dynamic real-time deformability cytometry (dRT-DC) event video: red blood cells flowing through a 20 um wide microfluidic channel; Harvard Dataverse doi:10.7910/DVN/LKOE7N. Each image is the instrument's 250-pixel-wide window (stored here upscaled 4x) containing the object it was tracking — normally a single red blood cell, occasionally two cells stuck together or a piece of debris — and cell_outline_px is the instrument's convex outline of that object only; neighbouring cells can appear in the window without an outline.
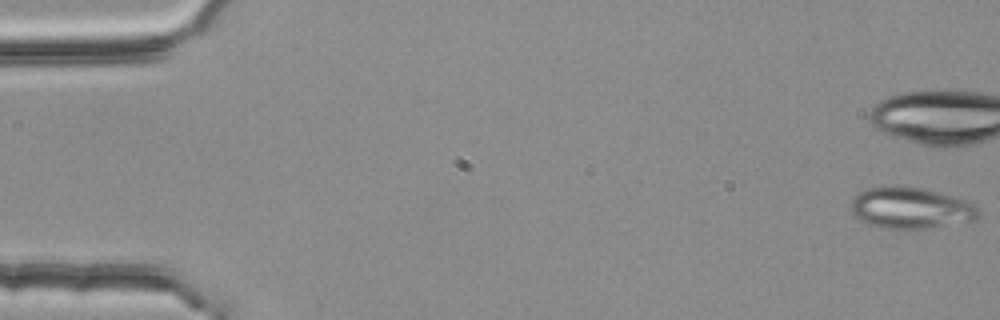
{"species": "common noctule bat (a hibernating species)", "species_latin": "Nyctalus noctula", "temperature_condition": "room temperature", "stored_images_in_passage": 12, "camera_frame_rate_fps": 3000, "um_per_image_px": 0.085, "animal": {"sex": "female", "body_mass_g": 25.1}, "frame": {"image": 1, "passage_image": 1, "time_ms": 0.0, "image_size_px": [1000, 320], "cell_outline_px": [[980, 216], [976, 220], [928, 228], [880, 228], [868, 224], [856, 216], [852, 212], [852, 196], [868, 188], [884, 184], [892, 184], [924, 188], [952, 196], [976, 204], [980, 208]], "centroid_in_image_um": [77.43, 17.65], "position_along_channel_um": 7.6, "area_um2": 31.1}}